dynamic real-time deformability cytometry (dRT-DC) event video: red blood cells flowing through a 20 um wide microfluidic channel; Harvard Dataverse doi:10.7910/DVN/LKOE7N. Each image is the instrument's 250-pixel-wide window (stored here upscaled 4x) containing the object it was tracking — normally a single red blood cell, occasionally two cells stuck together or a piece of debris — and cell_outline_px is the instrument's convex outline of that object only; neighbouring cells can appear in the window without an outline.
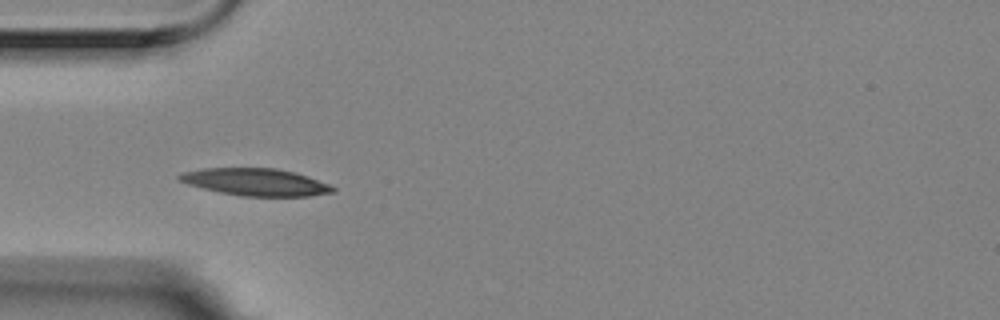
{"species": "Egyptian fruit bat (a non-hibernating species)", "species_latin": "Rousettus aegyptiacus", "temperature_condition": "room temperature", "stored_images_in_passage": 5, "camera_frame_rate_fps": 3000, "um_per_image_px": 0.085, "animal": {"sex": "female"}, "frame": {"image": 1, "passage_image": 4, "time_ms": 1.0, "image_size_px": [1000, 320], "cell_outline_px": [[336, 192], [308, 196], [240, 196], [220, 192], [188, 184], [176, 180], [176, 176], [180, 172], [204, 168], [276, 168], [296, 172], [308, 176], [328, 184], [336, 188]], "centroid_in_image_um": [21.71, 15.47], "position_along_channel_um": 63.3, "area_um2": 24.51}}
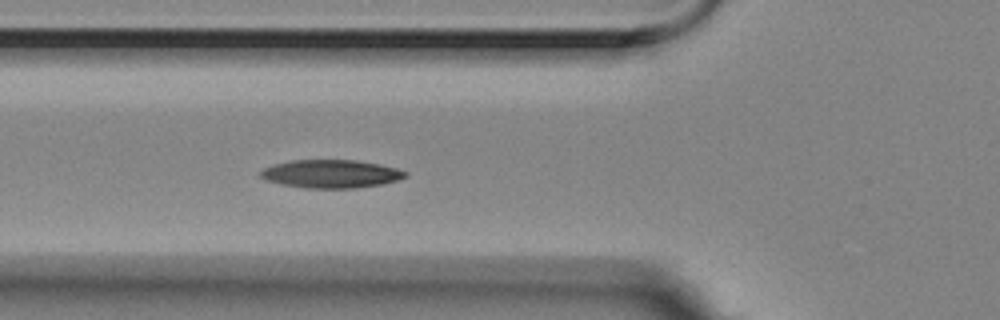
{"frame": {"image": 2, "passage_image": 5, "time_ms": 1.333, "image_size_px": [1000, 320], "cell_outline_px": [[408, 176], [396, 180], [380, 184], [356, 188], [304, 188], [280, 184], [264, 180], [260, 176], [260, 172], [264, 168], [272, 164], [292, 160], [356, 160], [396, 168], [408, 172]], "centroid_in_image_um": [28.08, 14.78], "position_along_channel_um": 97.7, "area_um2": 23.76}}